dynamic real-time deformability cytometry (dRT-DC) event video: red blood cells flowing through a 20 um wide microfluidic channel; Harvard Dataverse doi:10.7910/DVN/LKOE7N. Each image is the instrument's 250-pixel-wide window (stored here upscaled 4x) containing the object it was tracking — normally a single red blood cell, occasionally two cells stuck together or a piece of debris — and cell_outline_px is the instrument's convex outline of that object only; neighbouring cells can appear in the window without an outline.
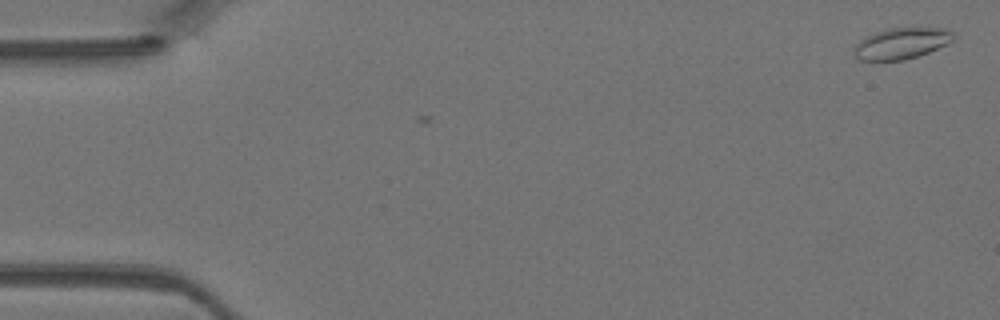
{"species": "Egyptian fruit bat (a non-hibernating species)", "species_latin": "Rousettus aegyptiacus", "temperature_condition": "warm", "stored_images_in_passage": 4, "camera_frame_rate_fps": 3000, "um_per_image_px": 0.085, "animal": {"sex": "female"}, "frame": {"image": 1, "passage_image": 2, "time_ms": 0.333, "image_size_px": [1000, 320], "cell_outline_px": [[956, 36], [952, 40], [928, 52], [904, 60], [860, 60], [856, 56], [856, 44], [860, 40], [876, 32], [888, 28], [944, 28], [956, 32]], "centroid_in_image_um": [76.66, 3.67], "position_along_channel_um": 8.3, "area_um2": 17.63}}